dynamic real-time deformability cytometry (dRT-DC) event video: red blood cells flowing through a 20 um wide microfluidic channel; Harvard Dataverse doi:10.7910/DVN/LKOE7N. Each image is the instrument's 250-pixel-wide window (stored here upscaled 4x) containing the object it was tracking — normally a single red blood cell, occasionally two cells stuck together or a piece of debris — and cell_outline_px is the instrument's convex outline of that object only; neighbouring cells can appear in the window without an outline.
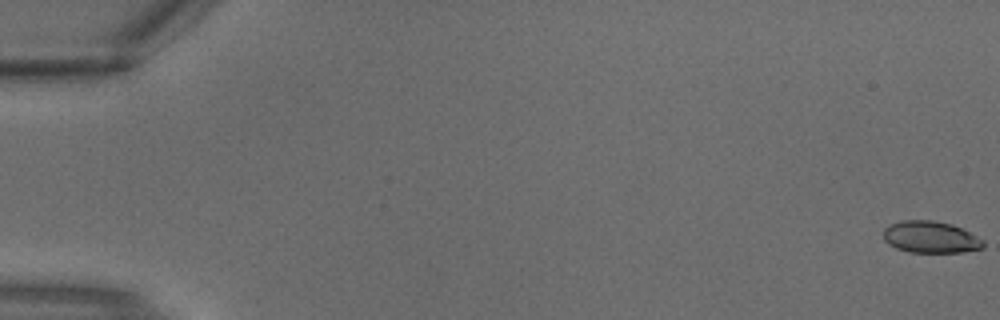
{"species": "common noctule bat (a hibernating species)", "species_latin": "Nyctalus noctula", "temperature_condition": "warm", "stored_images_in_passage": 4, "camera_frame_rate_fps": 3000, "um_per_image_px": 0.085, "animal": {"sex": "male", "body_mass_g": 18.8}, "frame": {"image": 1, "passage_image": 1, "time_ms": 0.0, "image_size_px": [1000, 320], "cell_outline_px": [[984, 248], [964, 252], [908, 252], [896, 248], [888, 244], [884, 240], [884, 228], [892, 224], [904, 220], [932, 220], [952, 224], [984, 240]], "centroid_in_image_um": [79.1, 20.16], "position_along_channel_um": 5.9, "area_um2": 18.44}}
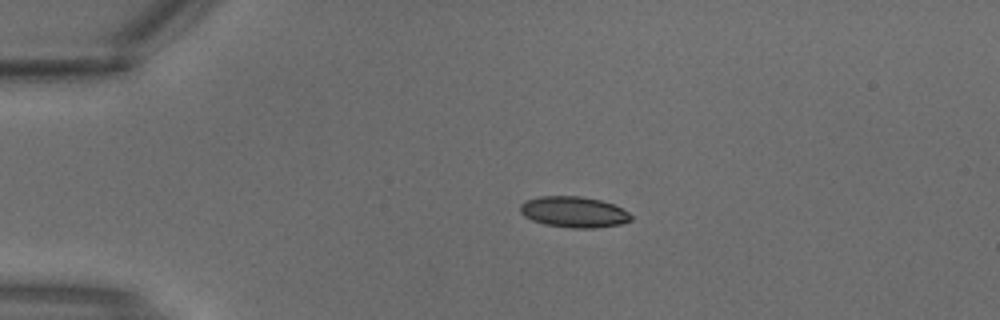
{"frame": {"image": 2, "passage_image": 3, "time_ms": 0.667, "image_size_px": [1000, 320], "cell_outline_px": [[632, 220], [620, 224], [596, 228], [572, 228], [544, 224], [532, 220], [524, 216], [520, 212], [520, 204], [524, 200], [540, 196], [580, 196], [600, 200], [612, 204], [628, 212], [632, 216]], "centroid_in_image_um": [48.74, 18.02], "position_along_channel_um": 36.3, "area_um2": 20.0}}